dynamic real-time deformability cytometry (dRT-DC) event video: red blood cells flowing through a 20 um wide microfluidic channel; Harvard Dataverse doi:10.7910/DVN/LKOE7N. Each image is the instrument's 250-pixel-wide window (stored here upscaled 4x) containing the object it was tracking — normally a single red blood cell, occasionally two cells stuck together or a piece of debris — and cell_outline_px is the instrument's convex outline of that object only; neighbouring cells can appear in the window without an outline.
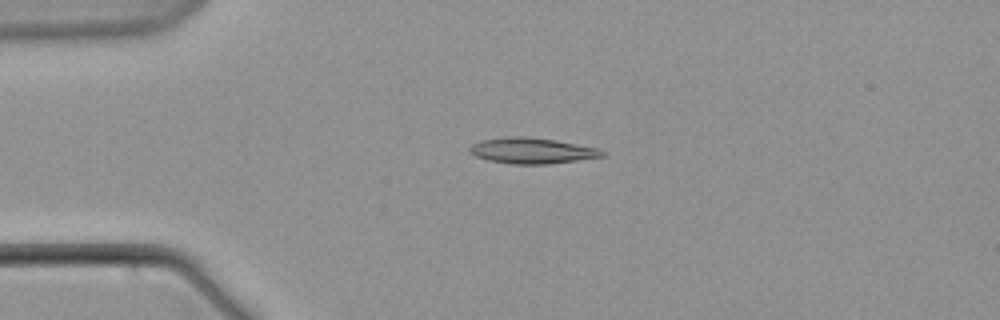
{"species": "common noctule bat (a hibernating species)", "species_latin": "Nyctalus noctula", "temperature_condition": "warm", "stored_images_in_passage": 4, "camera_frame_rate_fps": 3000, "um_per_image_px": 0.085, "animal": {"sex": "male", "body_mass_g": 21.5, "forearm_length_mm": 52.0}, "frame": {"image": 1, "passage_image": 4, "time_ms": 3.667, "image_size_px": [1000, 320], "cell_outline_px": [[604, 156], [548, 164], [512, 164], [488, 160], [476, 156], [468, 148], [472, 144], [480, 140], [504, 136], [524, 136], [556, 140], [596, 148], [604, 152]], "centroid_in_image_um": [45.16, 12.8], "position_along_channel_um": 39.8, "area_um2": 19.77}}